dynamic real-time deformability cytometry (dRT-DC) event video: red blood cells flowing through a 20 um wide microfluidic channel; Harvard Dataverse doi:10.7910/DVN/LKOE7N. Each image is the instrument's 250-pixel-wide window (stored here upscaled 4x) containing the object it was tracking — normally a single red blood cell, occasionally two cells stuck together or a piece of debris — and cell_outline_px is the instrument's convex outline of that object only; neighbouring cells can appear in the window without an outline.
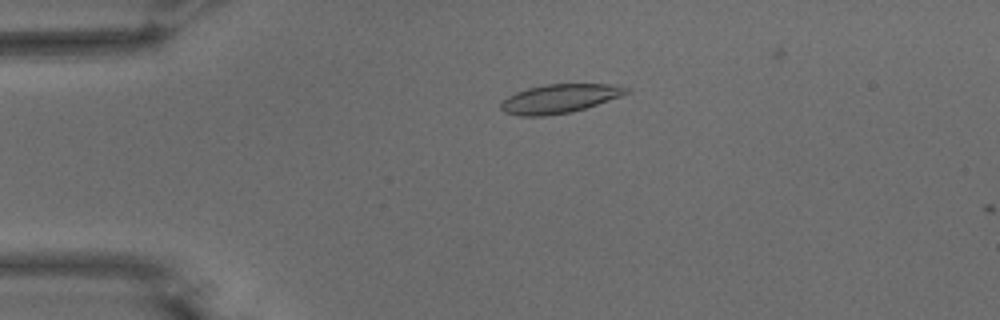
{"species": "common noctule bat (a hibernating species)", "species_latin": "Nyctalus noctula", "temperature_condition": "warm", "stored_images_in_passage": 4, "camera_frame_rate_fps": 3000, "um_per_image_px": 0.085, "animal": {"sex": "male", "body_mass_g": 15.6}, "frame": {"image": 1, "passage_image": 2, "time_ms": 0.333, "image_size_px": [1000, 320], "cell_outline_px": [[628, 92], [620, 96], [572, 112], [544, 116], [520, 116], [504, 112], [500, 108], [500, 104], [508, 96], [516, 92], [528, 88], [548, 84], [616, 84], [628, 88]], "centroid_in_image_um": [47.53, 8.38], "position_along_channel_um": 37.5, "area_um2": 20.87}}